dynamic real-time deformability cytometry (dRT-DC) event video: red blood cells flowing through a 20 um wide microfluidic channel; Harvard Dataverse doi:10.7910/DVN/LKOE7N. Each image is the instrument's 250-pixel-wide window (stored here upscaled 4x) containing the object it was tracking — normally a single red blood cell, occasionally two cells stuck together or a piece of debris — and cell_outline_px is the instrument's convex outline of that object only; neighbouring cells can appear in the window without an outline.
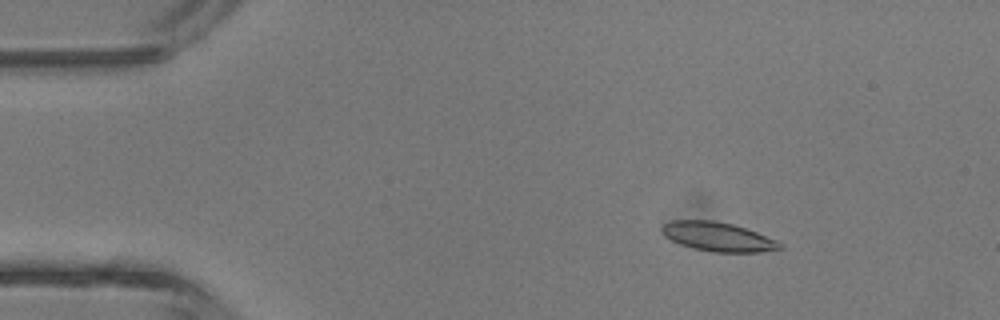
{"species": "common noctule bat (a hibernating species)", "species_latin": "Nyctalus noctula", "temperature_condition": "room temperature", "stored_images_in_passage": 44, "camera_frame_rate_fps": 3000, "um_per_image_px": 0.085, "animal": {"sex": "male", "body_mass_g": 13.3}, "frame": {"image": 1, "passage_image": 7, "time_ms": 2.0, "image_size_px": [1000, 320], "cell_outline_px": [[784, 244], [780, 248], [760, 252], [712, 252], [680, 244], [664, 236], [660, 232], [660, 228], [664, 224], [672, 220], [712, 220], [732, 224], [756, 232], [776, 240]], "centroid_in_image_um": [60.99, 20.11], "position_along_channel_um": 24.0, "area_um2": 19.83}}
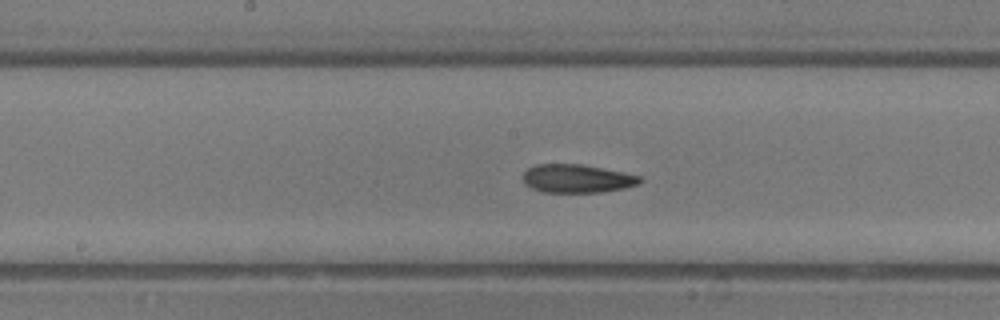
{"frame": {"image": 2, "passage_image": 23, "time_ms": 7.333, "image_size_px": [1000, 320], "cell_outline_px": [[644, 180], [640, 184], [624, 188], [600, 192], [544, 192], [532, 188], [524, 184], [524, 172], [528, 168], [536, 164], [580, 164], [640, 176]], "centroid_in_image_um": [49.04, 15.18], "position_along_channel_um": 199.2, "area_um2": 19.13}}
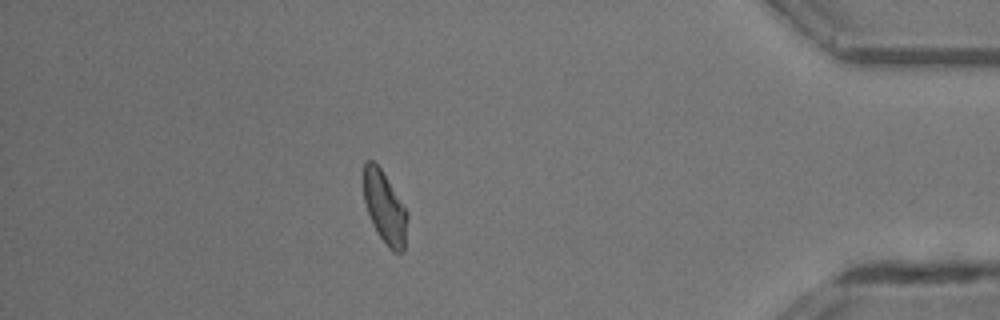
{"frame": {"image": 3, "passage_image": 39, "time_ms": 12.667, "image_size_px": [1000, 320], "cell_outline_px": [[408, 220], [404, 252], [392, 252], [388, 248], [376, 232], [372, 224], [364, 200], [360, 176], [364, 160], [372, 160], [380, 168], [404, 204], [408, 212]], "centroid_in_image_um": [32.67, 17.61], "position_along_channel_um": 402.5, "area_um2": 19.13}, "authors_computed_cell_mechanics": {"area_um2": 19.3052, "velocity_mm_per_s": 4.6864, "shape_relaxation_time_tau1_ms": null, "shape_relaxation_time_tau2_ms": 5.2649, "deformation_change_tau1": null, "deformation_change_tau2": 0.1585}}